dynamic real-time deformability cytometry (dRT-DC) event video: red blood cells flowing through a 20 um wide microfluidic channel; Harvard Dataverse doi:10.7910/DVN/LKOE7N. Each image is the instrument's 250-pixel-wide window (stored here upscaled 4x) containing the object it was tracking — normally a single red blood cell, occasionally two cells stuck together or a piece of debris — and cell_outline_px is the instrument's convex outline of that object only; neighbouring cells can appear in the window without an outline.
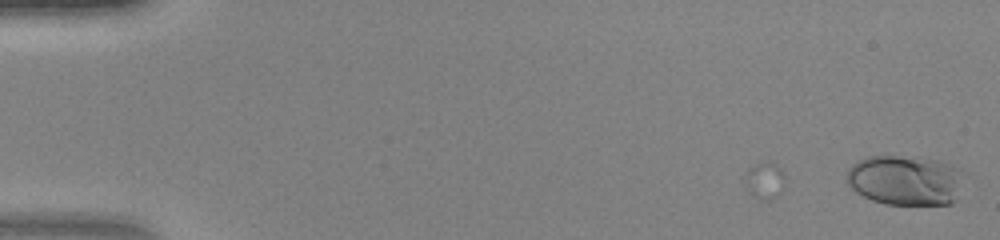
{"species": "human", "species_latin": "Homo sapiens", "temperature_condition": "warm", "stored_images_in_passage": 2, "camera_frame_rate_fps": 3000, "um_per_image_px": 0.085, "donor": {"sex": "female"}, "frame": {"image": 1, "passage_image": 2, "time_ms": 0.333, "image_size_px": [1000, 240], "cell_outline_px": [[968, 172], [956, 200], [952, 204], [884, 204], [872, 200], [856, 192], [844, 180], [848, 168], [852, 164], [868, 156], [896, 156], [940, 160], [960, 168]], "centroid_in_image_um": [77.01, 15.32], "position_along_channel_um": 8.0, "area_um2": 34.85}}